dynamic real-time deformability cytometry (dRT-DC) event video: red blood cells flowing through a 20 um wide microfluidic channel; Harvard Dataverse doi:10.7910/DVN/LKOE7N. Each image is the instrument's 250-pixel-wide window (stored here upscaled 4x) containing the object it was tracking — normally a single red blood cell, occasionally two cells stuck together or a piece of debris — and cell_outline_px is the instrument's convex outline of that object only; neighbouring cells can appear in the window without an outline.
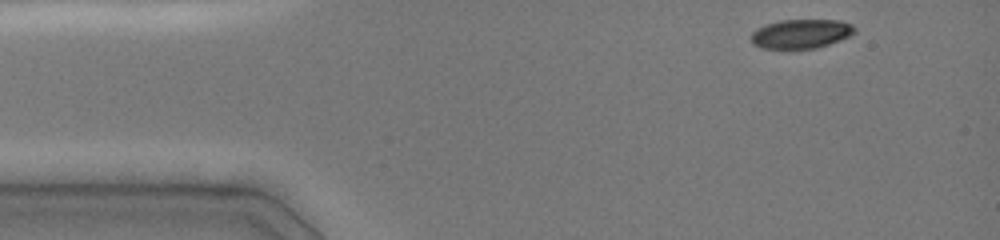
{"species": "common noctule bat (a hibernating species)", "species_latin": "Nyctalus noctula", "temperature_condition": "cold", "stored_images_in_passage": 22, "camera_frame_rate_fps": 3000, "um_per_image_px": 0.085, "animal": {"sex": "female", "body_mass_g": 19.0, "forearm_length_mm": 51.5}, "frame": {"image": 1, "passage_image": 1, "time_ms": 0.0, "image_size_px": [1000, 240], "cell_outline_px": [[856, 32], [840, 40], [816, 48], [760, 48], [752, 44], [752, 32], [756, 28], [764, 24], [780, 20], [840, 20], [852, 24], [856, 28]], "centroid_in_image_um": [68.08, 2.86], "position_along_channel_um": 16.9, "area_um2": 17.63}}
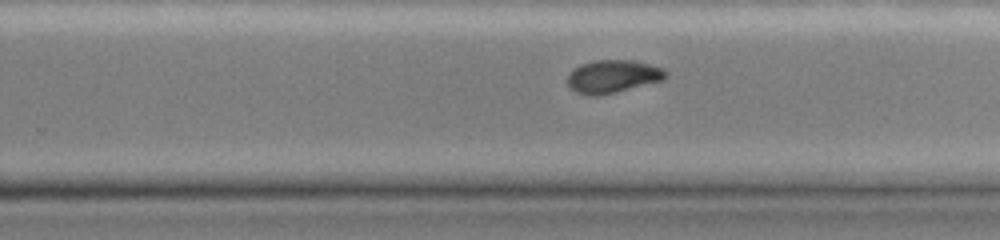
{"frame": {"image": 2, "passage_image": 15, "time_ms": 8.333, "image_size_px": [1000, 240], "cell_outline_px": [[668, 76], [660, 80], [616, 92], [596, 96], [588, 96], [576, 92], [568, 88], [568, 76], [580, 64], [596, 60], [632, 60], [648, 64], [660, 68], [668, 72]], "centroid_in_image_um": [52.05, 6.5], "position_along_channel_um": 277.8, "area_um2": 18.55}}
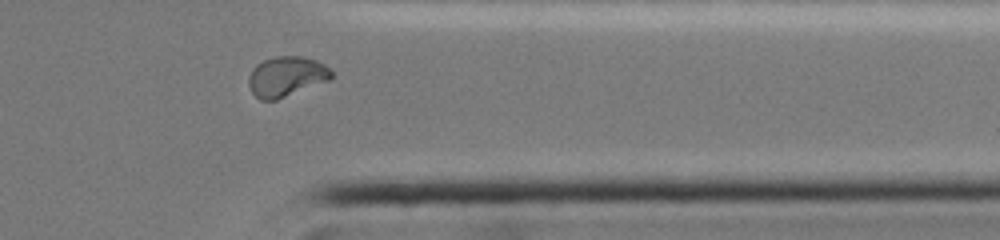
{"frame": {"image": 3, "passage_image": 20, "time_ms": 11.0, "image_size_px": [1000, 240], "cell_outline_px": [[332, 76], [328, 80], [276, 100], [260, 100], [252, 92], [248, 84], [248, 76], [252, 68], [256, 64], [264, 60], [276, 56], [304, 56], [316, 60], [324, 64], [332, 72]], "centroid_in_image_um": [24.3, 6.49], "position_along_channel_um": 387.1, "area_um2": 19.25}, "authors_computed_cell_mechanics": {"area_um2": 19.0162, "velocity_mm_per_s": 4.067, "shape_relaxation_time_tau1_ms": null, "shape_relaxation_time_tau2_ms": 2.062, "deformation_change_tau1": null, "deformation_change_tau2": 0.0452}}